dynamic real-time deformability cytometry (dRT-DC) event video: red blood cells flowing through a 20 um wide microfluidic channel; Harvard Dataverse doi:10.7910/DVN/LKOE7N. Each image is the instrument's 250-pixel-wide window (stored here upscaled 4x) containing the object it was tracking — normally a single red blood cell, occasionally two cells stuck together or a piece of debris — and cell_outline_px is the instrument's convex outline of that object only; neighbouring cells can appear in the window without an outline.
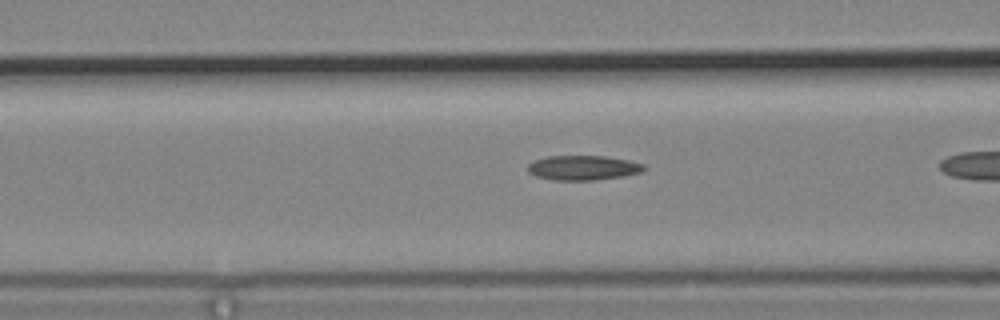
{"species": "common noctule bat (a hibernating species)", "species_latin": "Nyctalus noctula", "temperature_condition": "cold", "stored_images_in_passage": 20, "camera_frame_rate_fps": 3000, "um_per_image_px": 0.085, "animal": {"sex": "male", "body_mass_g": 19.2, "forearm_length_mm": 51.8}, "frame": {"image": 1, "passage_image": 6, "time_ms": 1.667, "image_size_px": [1000, 320], "cell_outline_px": [[644, 168], [640, 172], [624, 176], [596, 180], [552, 180], [536, 176], [528, 172], [528, 164], [536, 160], [548, 156], [604, 156], [628, 160], [644, 164]], "centroid_in_image_um": [49.55, 14.26], "position_along_channel_um": 117.1, "area_um2": 16.59}}
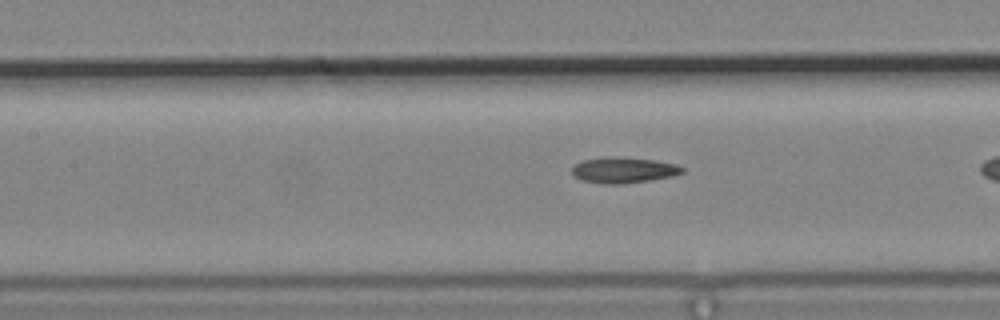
{"frame": {"image": 2, "passage_image": 9, "time_ms": 2.667, "image_size_px": [1000, 320], "cell_outline_px": [[684, 172], [672, 176], [648, 180], [620, 184], [604, 184], [580, 180], [572, 176], [572, 168], [576, 164], [584, 160], [604, 156], [616, 156], [656, 160], [676, 164], [684, 168]], "centroid_in_image_um": [52.97, 14.45], "position_along_channel_um": 154.4, "area_um2": 16.7}}